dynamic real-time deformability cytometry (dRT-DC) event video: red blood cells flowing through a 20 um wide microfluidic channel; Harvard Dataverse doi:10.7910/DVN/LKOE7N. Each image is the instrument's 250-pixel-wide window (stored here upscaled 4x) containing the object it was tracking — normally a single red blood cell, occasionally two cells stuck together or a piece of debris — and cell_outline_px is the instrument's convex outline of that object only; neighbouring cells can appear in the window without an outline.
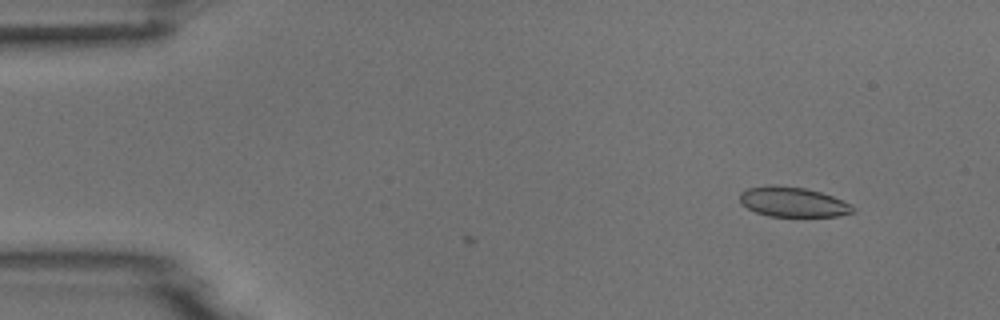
{"species": "common noctule bat (a hibernating species)", "species_latin": "Nyctalus noctula", "temperature_condition": "room temperature", "stored_images_in_passage": 5, "camera_frame_rate_fps": 3000, "um_per_image_px": 0.085, "animal": {"sex": "male", "body_mass_g": 18.8}, "frame": {"image": 1, "passage_image": 3, "time_ms": 0.667, "image_size_px": [1000, 320], "cell_outline_px": [[856, 212], [840, 216], [768, 216], [756, 212], [740, 204], [740, 192], [748, 188], [768, 184], [776, 184], [804, 188], [820, 192], [832, 196], [856, 208]], "centroid_in_image_um": [67.37, 17.16], "position_along_channel_um": 17.6, "area_um2": 19.77}}